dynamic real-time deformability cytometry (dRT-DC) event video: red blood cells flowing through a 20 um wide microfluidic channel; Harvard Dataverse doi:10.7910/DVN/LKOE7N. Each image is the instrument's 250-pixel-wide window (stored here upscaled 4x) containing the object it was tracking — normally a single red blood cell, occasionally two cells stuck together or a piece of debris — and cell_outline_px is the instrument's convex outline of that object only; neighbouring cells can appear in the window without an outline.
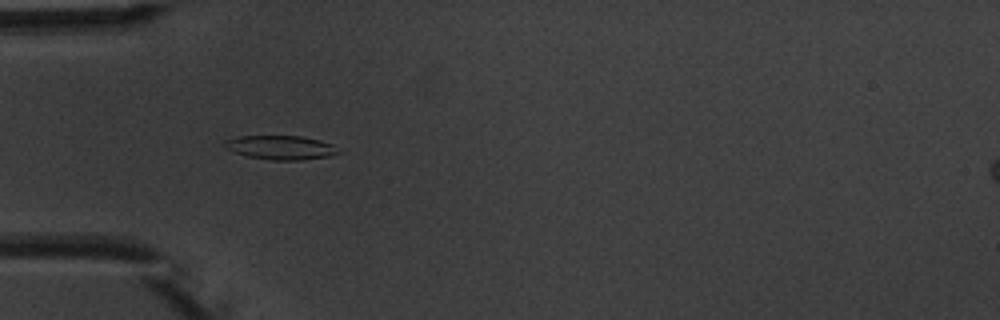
{"species": "common noctule bat (a hibernating species)", "species_latin": "Nyctalus noctula", "temperature_condition": "warm", "stored_images_in_passage": 8, "camera_frame_rate_fps": 3000, "um_per_image_px": 0.085, "animal": {"sex": "male", "body_mass_g": 20.1, "forearm_length_mm": 53.5}, "frame": {"image": 1, "passage_image": 4, "time_ms": 4.333, "image_size_px": [1000, 320], "cell_outline_px": [[340, 152], [328, 156], [300, 160], [272, 160], [248, 156], [232, 152], [224, 148], [220, 144], [224, 140], [240, 136], [300, 136], [320, 140], [332, 144]], "centroid_in_image_um": [23.77, 12.53], "position_along_channel_um": 61.2, "area_um2": 15.95}}
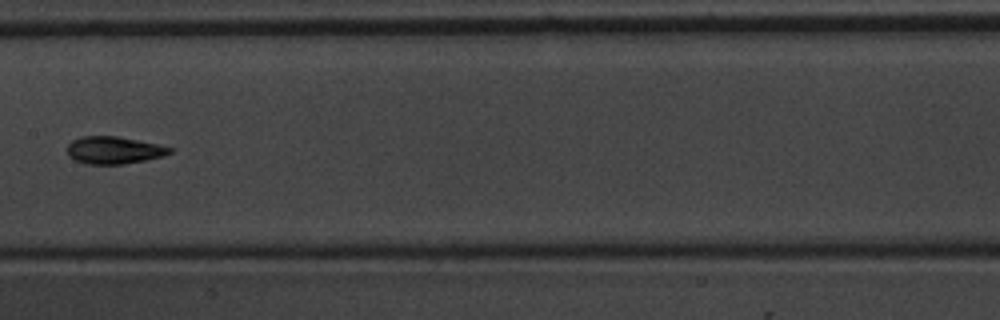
{"frame": {"image": 2, "passage_image": 7, "time_ms": 8.0, "image_size_px": [1000, 320], "cell_outline_px": [[176, 148], [172, 152], [160, 156], [144, 160], [124, 164], [84, 164], [68, 156], [68, 144], [72, 140], [80, 136], [116, 136]], "centroid_in_image_um": [9.65, 12.76], "position_along_channel_um": 197.7, "area_um2": 16.24}}
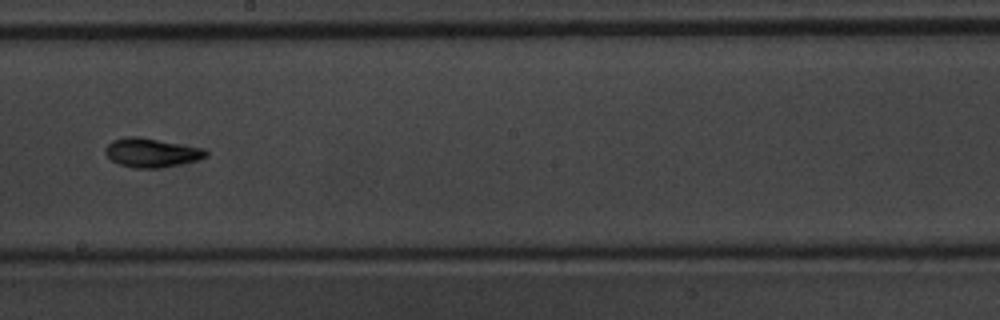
{"frame": {"image": 3, "passage_image": 8, "time_ms": 9.0, "image_size_px": [1000, 320], "cell_outline_px": [[208, 156], [196, 160], [160, 168], [132, 168], [120, 164], [112, 160], [104, 152], [104, 148], [112, 140], [128, 136], [140, 136], [204, 148], [208, 152]], "centroid_in_image_um": [12.87, 12.96], "position_along_channel_um": 235.3, "area_um2": 17.05}}